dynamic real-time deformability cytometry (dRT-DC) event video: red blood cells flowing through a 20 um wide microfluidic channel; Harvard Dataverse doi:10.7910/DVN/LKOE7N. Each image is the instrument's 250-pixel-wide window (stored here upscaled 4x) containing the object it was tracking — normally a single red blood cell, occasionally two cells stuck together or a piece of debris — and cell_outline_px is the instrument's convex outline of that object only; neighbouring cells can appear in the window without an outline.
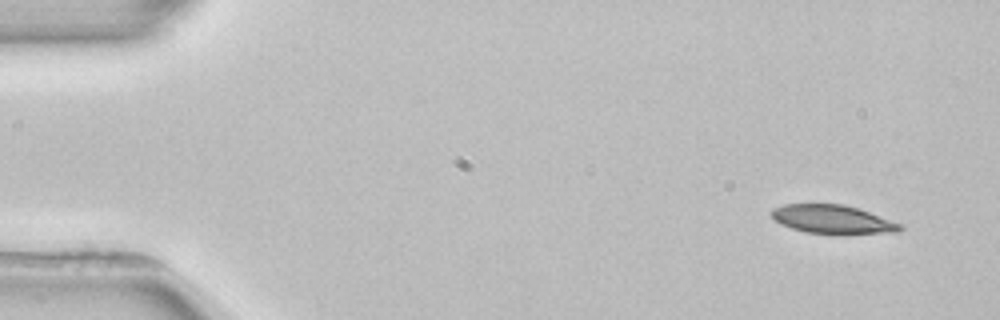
{"species": "common noctule bat (a hibernating species)", "species_latin": "Nyctalus noctula", "temperature_condition": "room temperature", "stored_images_in_passage": 4, "camera_frame_rate_fps": 3000, "um_per_image_px": 0.085, "animal": {"sex": "female", "body_mass_g": 22.7, "forearm_length_mm": 54.2}, "frame": {"image": 1, "passage_image": 1, "time_ms": 0.0, "image_size_px": [1000, 320], "cell_outline_px": [[904, 228], [900, 232], [804, 232], [780, 224], [772, 220], [768, 212], [772, 208], [784, 204], [844, 204], [868, 212], [900, 224]], "centroid_in_image_um": [70.63, 18.61], "position_along_channel_um": 14.4, "area_um2": 20.81}}